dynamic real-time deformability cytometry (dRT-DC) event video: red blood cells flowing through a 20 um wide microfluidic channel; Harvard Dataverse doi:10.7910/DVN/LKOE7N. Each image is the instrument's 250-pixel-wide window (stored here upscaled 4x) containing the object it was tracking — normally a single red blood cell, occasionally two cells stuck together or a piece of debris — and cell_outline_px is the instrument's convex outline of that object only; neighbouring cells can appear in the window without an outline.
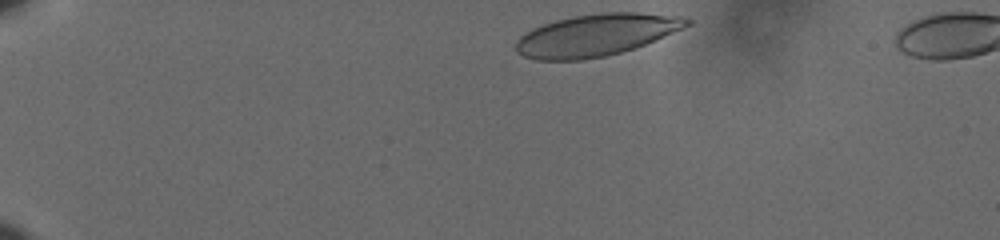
{"species": "human", "species_latin": "Homo sapiens", "temperature_condition": "cold", "stored_images_in_passage": 41, "camera_frame_rate_fps": 3000, "um_per_image_px": 0.085, "donor": {"sex": "male"}, "frame": {"image": 1, "passage_image": 1, "time_ms": 0.0, "image_size_px": [1000, 240], "cell_outline_px": [[692, 24], [644, 44], [620, 52], [604, 56], [580, 60], [536, 60], [524, 56], [516, 48], [516, 40], [520, 36], [532, 28], [556, 20], [572, 16], [600, 12], [636, 12], [680, 16], [692, 20]], "centroid_in_image_um": [50.66, 2.96], "position_along_channel_um": 34.3, "area_um2": 41.44}}
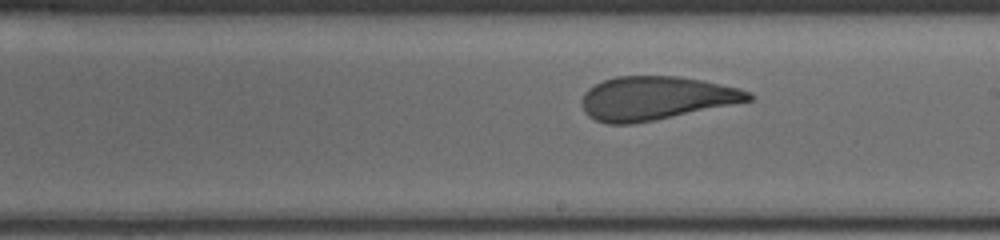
{"frame": {"image": 2, "passage_image": 25, "time_ms": 8.0, "image_size_px": [1000, 240], "cell_outline_px": [[756, 96], [752, 100], [652, 120], [628, 124], [608, 124], [596, 120], [588, 116], [580, 100], [584, 92], [588, 88], [604, 80], [616, 76], [680, 76], [740, 88], [752, 92]], "centroid_in_image_um": [55.73, 8.33], "position_along_channel_um": 233.3, "area_um2": 41.96}}
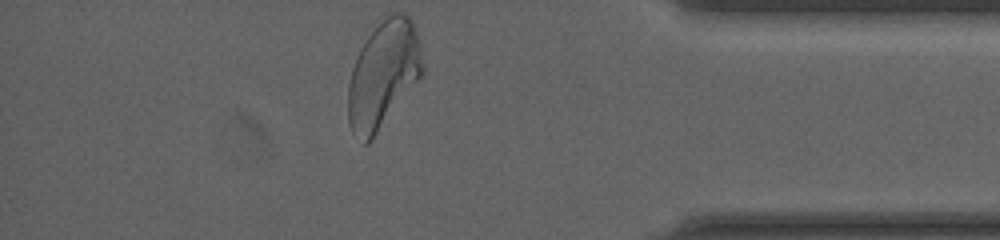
{"frame": {"image": 3, "passage_image": 41, "time_ms": 13.333, "image_size_px": [1000, 240], "cell_outline_px": [[424, 72], [372, 140], [368, 144], [364, 144], [352, 132], [348, 124], [348, 84], [352, 68], [356, 56], [360, 48], [368, 36], [392, 12], [404, 12], [412, 20], [420, 40], [424, 68]], "centroid_in_image_um": [32.58, 6.35], "position_along_channel_um": 402.6, "area_um2": 46.41}, "authors_computed_cell_mechanics": {"area_um2": 42.5986, "velocity_mm_per_s": 3.5835, "shape_relaxation_time_tau1_ms": 4.0951, "shape_relaxation_time_tau2_ms": 1.045, "deformation_change_tau1": 0.1609, "deformation_change_tau2": 0.0936}}